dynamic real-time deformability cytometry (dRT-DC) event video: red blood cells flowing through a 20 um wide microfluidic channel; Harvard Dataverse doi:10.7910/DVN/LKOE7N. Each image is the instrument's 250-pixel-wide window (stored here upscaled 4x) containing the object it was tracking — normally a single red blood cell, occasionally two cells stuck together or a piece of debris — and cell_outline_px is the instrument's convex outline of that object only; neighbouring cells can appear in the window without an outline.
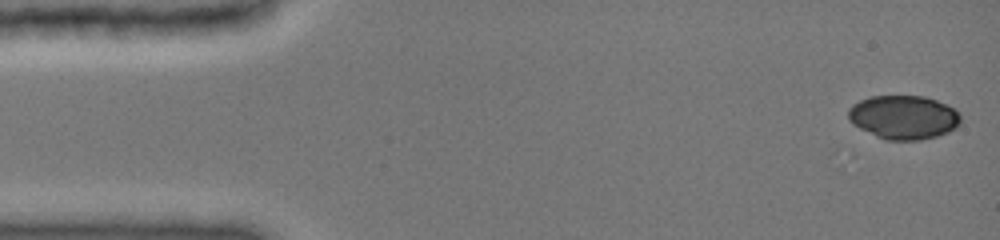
{"species": "common noctule bat (a hibernating species)", "species_latin": "Nyctalus noctula", "temperature_condition": "cold", "stored_images_in_passage": 16, "camera_frame_rate_fps": 3000, "um_per_image_px": 0.085, "animal": {"sex": "female", "body_mass_g": 19.0, "forearm_length_mm": 51.5}, "frame": {"image": 1, "passage_image": 1, "time_ms": 0.0, "image_size_px": [1000, 240], "cell_outline_px": [[960, 124], [948, 132], [936, 136], [920, 140], [884, 140], [852, 124], [848, 120], [848, 108], [852, 104], [860, 100], [872, 96], [924, 96], [936, 100], [960, 112]], "centroid_in_image_um": [76.78, 9.97], "position_along_channel_um": 8.2, "area_um2": 28.73}}
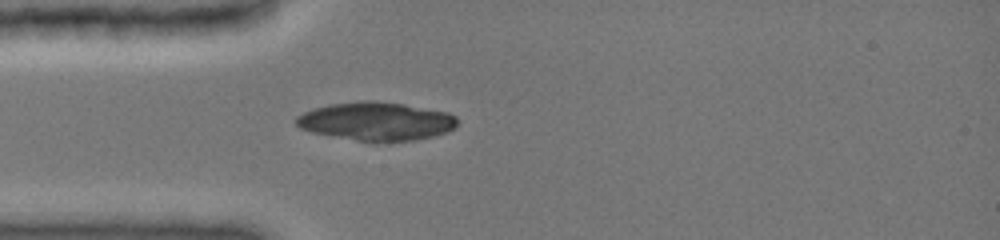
{"frame": {"image": 2, "passage_image": 11, "time_ms": 4.0, "image_size_px": [1000, 240], "cell_outline_px": [[456, 128], [448, 132], [432, 136], [412, 140], [388, 144], [372, 144], [312, 132], [300, 128], [296, 124], [296, 116], [312, 108], [328, 104], [360, 100], [376, 100], [404, 104], [448, 112], [456, 116]], "centroid_in_image_um": [31.97, 10.33], "position_along_channel_um": 53.0, "area_um2": 37.05}}